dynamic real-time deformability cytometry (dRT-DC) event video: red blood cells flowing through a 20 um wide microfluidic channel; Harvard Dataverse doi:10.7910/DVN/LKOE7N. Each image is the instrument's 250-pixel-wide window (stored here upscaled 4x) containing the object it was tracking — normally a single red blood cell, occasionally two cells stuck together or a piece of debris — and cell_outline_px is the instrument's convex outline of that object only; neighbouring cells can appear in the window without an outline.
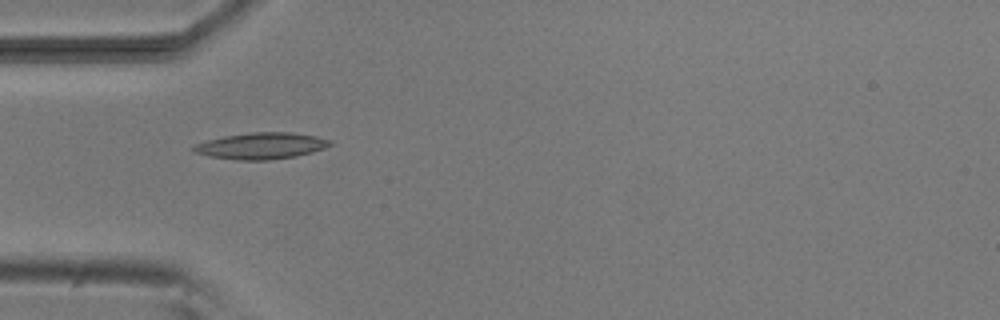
{"species": "common noctule bat (a hibernating species)", "species_latin": "Nyctalus noctula", "temperature_condition": "room temperature", "stored_images_in_passage": 2, "camera_frame_rate_fps": 3000, "um_per_image_px": 0.085, "animal": {"sex": "male", "body_mass_g": 20.5, "forearm_length_mm": 52.5}, "frame": {"image": 1, "passage_image": 1, "time_ms": 0.0, "image_size_px": [1000, 320], "cell_outline_px": [[336, 144], [312, 152], [296, 156], [268, 160], [236, 160], [208, 156], [192, 152], [188, 148], [196, 144], [208, 140], [224, 136], [252, 132], [292, 132], [316, 136], [332, 140]], "centroid_in_image_um": [22.21, 12.4], "position_along_channel_um": 62.8, "area_um2": 21.27}}
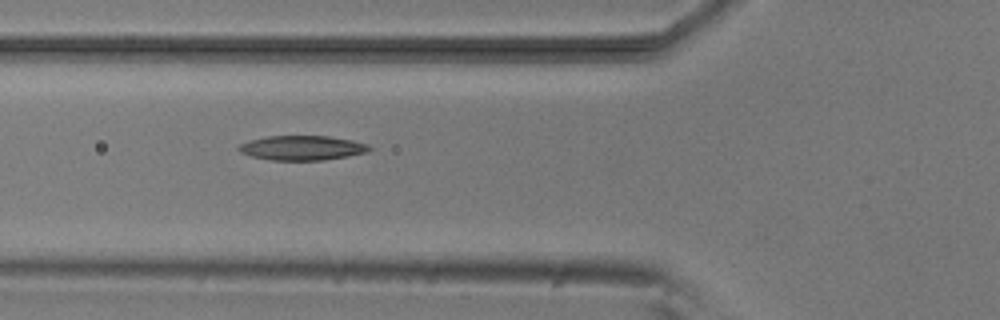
{"frame": {"image": 2, "passage_image": 2, "time_ms": 1.0, "image_size_px": [1000, 320], "cell_outline_px": [[372, 148], [368, 152], [348, 156], [324, 160], [272, 160], [252, 156], [240, 152], [236, 148], [240, 144], [248, 140], [268, 136], [328, 136], [352, 140], [368, 144]], "centroid_in_image_um": [25.68, 12.57], "position_along_channel_um": 100.1, "area_um2": 18.73}}